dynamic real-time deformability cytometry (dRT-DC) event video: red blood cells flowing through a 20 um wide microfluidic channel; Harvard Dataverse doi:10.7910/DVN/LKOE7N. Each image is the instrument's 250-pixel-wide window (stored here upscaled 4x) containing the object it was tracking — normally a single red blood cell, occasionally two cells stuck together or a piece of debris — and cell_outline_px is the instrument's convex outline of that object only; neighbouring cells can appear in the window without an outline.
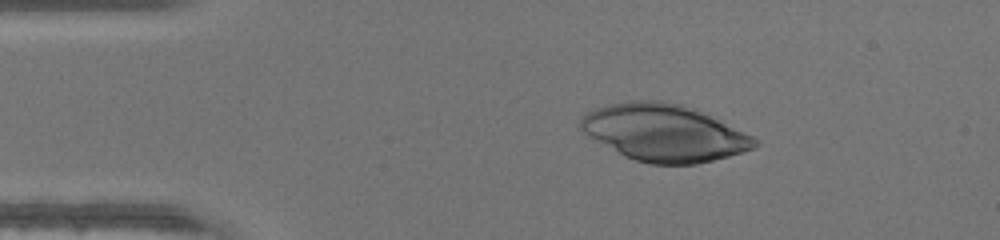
{"species": "human", "species_latin": "Homo sapiens", "temperature_condition": "warm", "stored_images_in_passage": 39, "camera_frame_rate_fps": 3000, "um_per_image_px": 0.085, "donor": {"sex": "male"}, "frame": {"image": 1, "passage_image": 1, "time_ms": 0.0, "image_size_px": [1000, 240], "cell_outline_px": [[760, 144], [752, 148], [728, 156], [696, 164], [648, 164], [624, 156], [588, 136], [580, 128], [580, 120], [588, 112], [596, 108], [608, 104], [628, 100], [660, 100], [684, 104], [696, 108], [752, 136]], "centroid_in_image_um": [56.43, 11.27], "position_along_channel_um": 28.6, "area_um2": 57.57}}
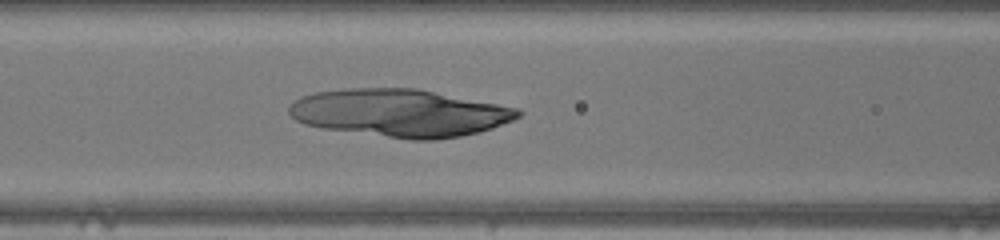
{"frame": {"image": 2, "passage_image": 12, "time_ms": 3.667, "image_size_px": [1000, 240], "cell_outline_px": [[524, 112], [520, 116], [512, 120], [492, 128], [480, 132], [460, 136], [436, 140], [412, 140], [324, 128], [304, 124], [296, 120], [288, 112], [288, 108], [300, 96], [316, 92], [344, 88], [416, 88], [520, 108]], "centroid_in_image_um": [34.02, 9.59], "position_along_channel_um": 132.6, "area_um2": 63.52}}
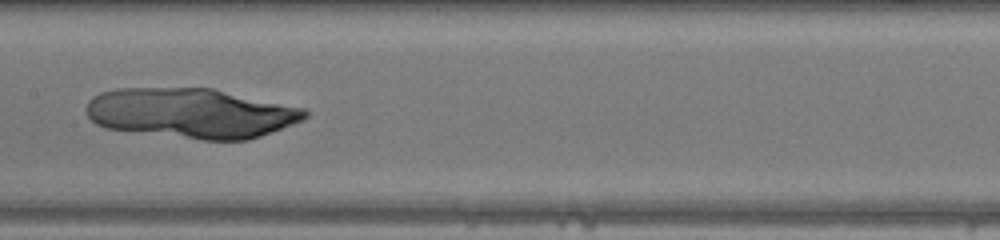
{"frame": {"image": 3, "passage_image": 16, "time_ms": 5.0, "image_size_px": [1000, 240], "cell_outline_px": [[308, 116], [304, 120], [260, 136], [248, 140], [200, 140], [104, 128], [96, 124], [88, 116], [84, 108], [88, 100], [92, 96], [100, 92], [116, 88], [212, 88], [308, 108]], "centroid_in_image_um": [16.25, 9.61], "position_along_channel_um": 191.1, "area_um2": 64.33}}